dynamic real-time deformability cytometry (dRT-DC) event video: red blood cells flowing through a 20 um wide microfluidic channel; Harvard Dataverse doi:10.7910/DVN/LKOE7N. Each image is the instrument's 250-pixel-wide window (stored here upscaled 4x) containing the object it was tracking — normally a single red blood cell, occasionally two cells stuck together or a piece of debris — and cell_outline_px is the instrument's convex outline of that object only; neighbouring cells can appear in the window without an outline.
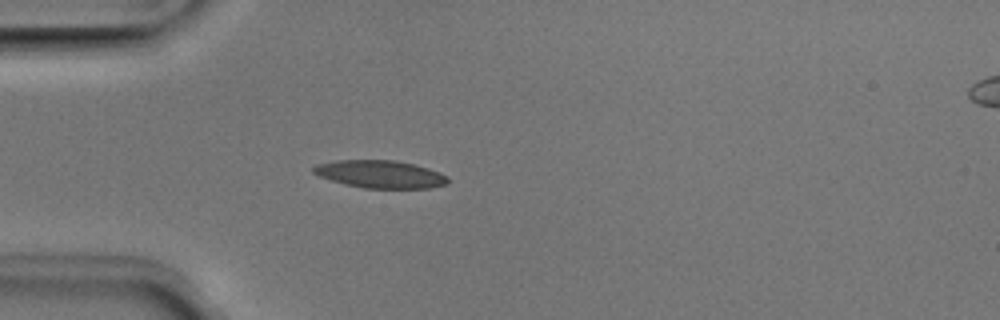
{"species": "Egyptian fruit bat (a non-hibernating species)", "species_latin": "Rousettus aegyptiacus", "temperature_condition": "room temperature", "stored_images_in_passage": 37, "camera_frame_rate_fps": 3000, "um_per_image_px": 0.085, "animal": {"sex": "male"}, "frame": {"image": 1, "passage_image": 1, "time_ms": 0.0, "image_size_px": [1000, 320], "cell_outline_px": [[448, 180], [444, 184], [428, 188], [364, 188], [344, 184], [320, 176], [312, 172], [312, 168], [316, 164], [336, 160], [396, 160], [428, 168], [440, 172], [448, 176]], "centroid_in_image_um": [32.3, 14.8], "position_along_channel_um": 52.7, "area_um2": 21.56}}
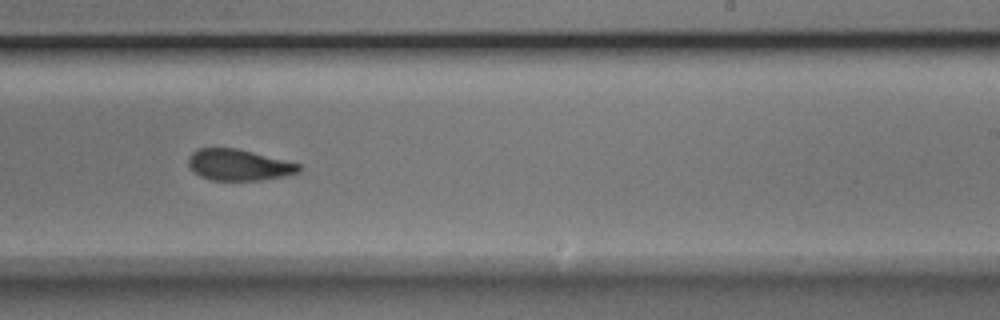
{"frame": {"image": 2, "passage_image": 18, "time_ms": 5.667, "image_size_px": [1000, 320], "cell_outline_px": [[300, 172], [260, 180], [212, 180], [200, 176], [188, 164], [188, 156], [196, 148], [236, 148], [300, 164]], "centroid_in_image_um": [20.25, 14.01], "position_along_channel_um": 268.7, "area_um2": 19.77}}
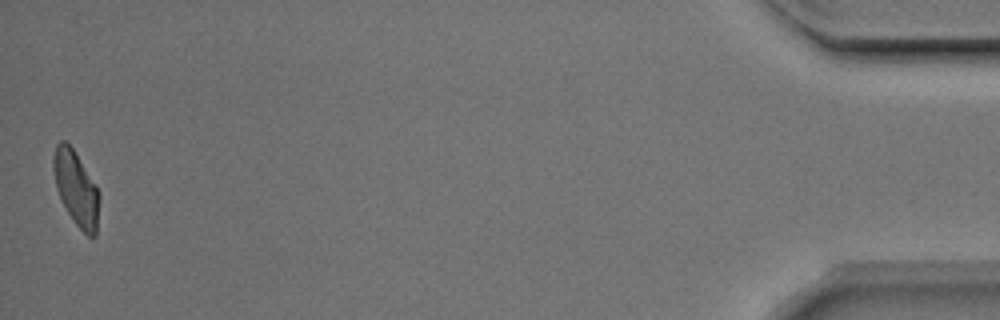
{"frame": {"image": 3, "passage_image": 37, "time_ms": 12.0, "image_size_px": [1000, 320], "cell_outline_px": [[100, 196], [96, 236], [88, 236], [76, 224], [68, 212], [56, 188], [52, 168], [52, 160], [56, 144], [60, 140], [64, 140], [72, 148], [96, 188]], "centroid_in_image_um": [6.45, 16.01], "position_along_channel_um": 428.8, "area_um2": 19.36}, "authors_computed_cell_mechanics": {"area_um2": 20.6346, "velocity_mm_per_s": 3.984, "shape_relaxation_time_tau1_ms": 8.9361, "shape_relaxation_time_tau2_ms": 3.1787, "deformation_change_tau1": 0.2142, "deformation_change_tau2": 0.0874}}